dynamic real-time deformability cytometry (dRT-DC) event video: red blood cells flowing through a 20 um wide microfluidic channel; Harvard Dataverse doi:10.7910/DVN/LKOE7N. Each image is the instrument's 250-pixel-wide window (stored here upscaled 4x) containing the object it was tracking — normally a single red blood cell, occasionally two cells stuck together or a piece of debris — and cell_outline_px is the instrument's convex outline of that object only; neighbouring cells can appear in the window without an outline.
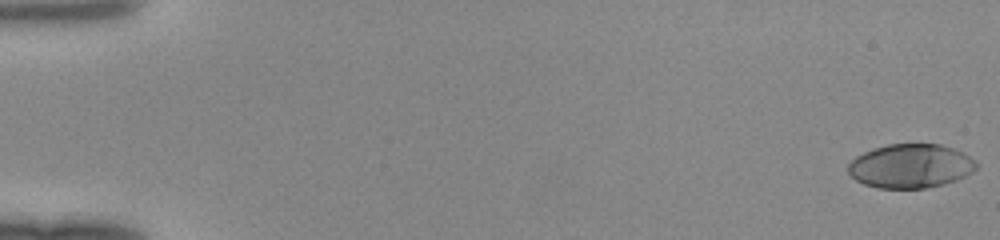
{"species": "human", "species_latin": "Homo sapiens", "temperature_condition": "room temperature", "stored_images_in_passage": 50, "segment_of_instrument_passage": [1, 2], "camera_frame_rate_fps": 3000, "um_per_image_px": 0.085, "donor": {"sex": "female"}, "frame": {"image": 1, "passage_image": 1, "time_ms": 0.0, "image_size_px": [1000, 240], "cell_outline_px": [[976, 168], [972, 172], [956, 180], [944, 184], [924, 188], [876, 188], [864, 184], [856, 180], [848, 172], [848, 164], [856, 156], [872, 148], [888, 144], [940, 144], [964, 152], [976, 160]], "centroid_in_image_um": [77.4, 14.11], "position_along_channel_um": 7.6, "area_um2": 32.95}}
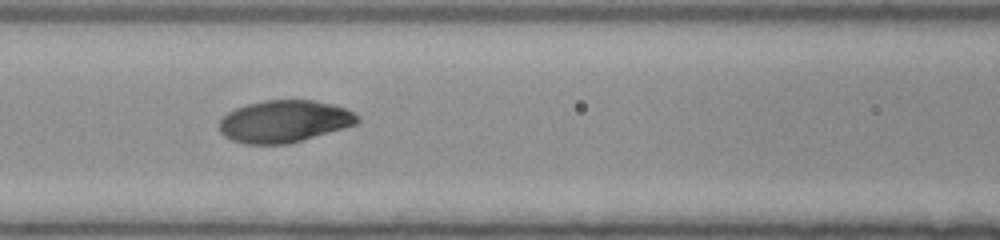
{"frame": {"image": 2, "passage_image": 22, "time_ms": 7.0, "image_size_px": [1000, 240], "cell_outline_px": [[360, 120], [356, 124], [344, 128], [288, 144], [244, 144], [232, 140], [224, 136], [220, 132], [220, 120], [228, 112], [236, 108], [248, 104], [264, 100], [312, 100], [332, 104], [344, 108], [360, 116]], "centroid_in_image_um": [24.16, 10.32], "position_along_channel_um": 142.4, "area_um2": 33.81}}
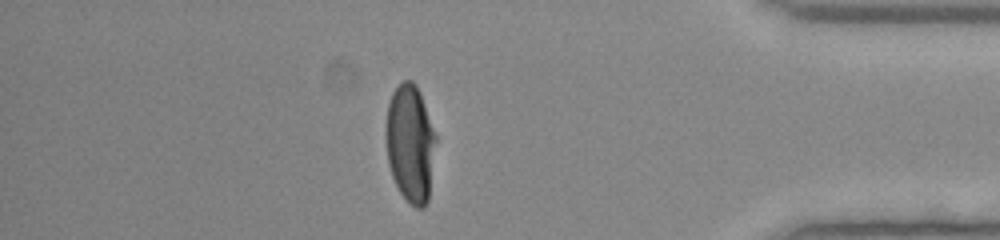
{"frame": {"image": 3, "passage_image": 43, "time_ms": 14.0, "image_size_px": [1000, 240], "cell_outline_px": [[436, 140], [428, 200], [424, 208], [416, 208], [400, 192], [392, 176], [388, 164], [384, 132], [388, 104], [392, 92], [404, 80], [412, 80], [416, 84], [420, 92], [436, 136]], "centroid_in_image_um": [34.85, 12.17], "position_along_channel_um": 400.3, "area_um2": 34.28}}